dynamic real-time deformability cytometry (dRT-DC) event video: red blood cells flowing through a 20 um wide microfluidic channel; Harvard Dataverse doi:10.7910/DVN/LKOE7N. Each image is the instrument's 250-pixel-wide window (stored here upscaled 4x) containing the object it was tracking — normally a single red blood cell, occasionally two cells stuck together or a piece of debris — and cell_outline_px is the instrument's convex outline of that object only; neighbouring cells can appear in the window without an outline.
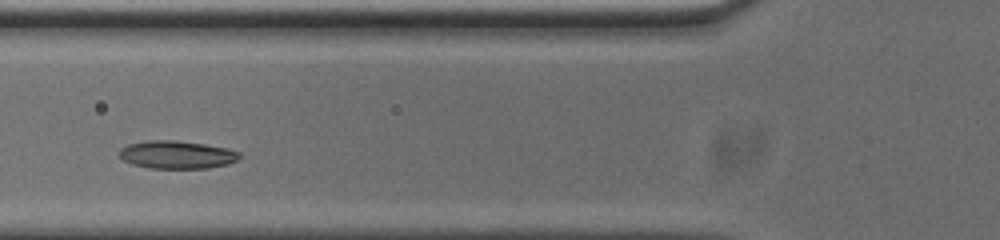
{"species": "common noctule bat (a hibernating species)", "species_latin": "Nyctalus noctula", "temperature_condition": "cold", "stored_images_in_passage": 24, "camera_frame_rate_fps": 3000, "um_per_image_px": 0.085, "animal": {"sex": "male", "body_mass_g": 20.0, "forearm_length_mm": 53.3}, "frame": {"image": 1, "passage_image": 4, "time_ms": 1.0, "image_size_px": [1000, 240], "cell_outline_px": [[240, 160], [228, 164], [208, 168], [148, 168], [132, 164], [124, 160], [120, 156], [120, 148], [128, 144], [148, 140], [176, 140], [204, 144], [228, 148], [240, 152]], "centroid_in_image_um": [15.06, 13.15], "position_along_channel_um": 110.7, "area_um2": 19.65}}
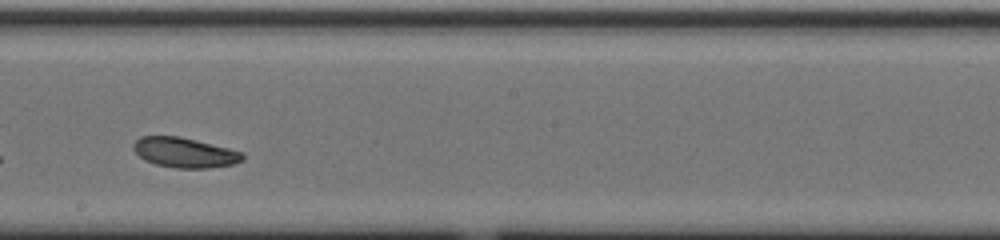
{"frame": {"image": 2, "passage_image": 14, "time_ms": 4.333, "image_size_px": [1000, 240], "cell_outline_px": [[244, 160], [232, 164], [208, 168], [176, 168], [156, 164], [144, 160], [132, 148], [132, 144], [140, 136], [180, 136], [244, 152]], "centroid_in_image_um": [15.69, 12.96], "position_along_channel_um": 232.5, "area_um2": 19.07}}
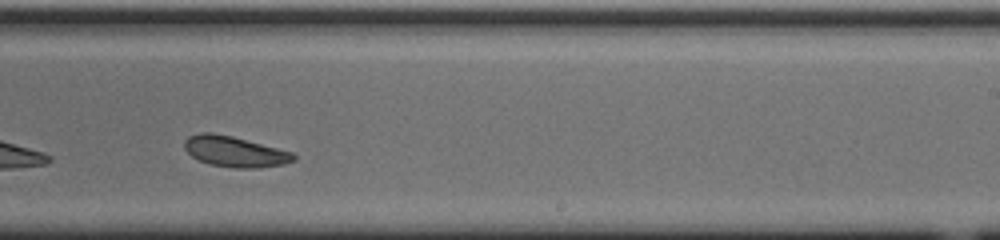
{"frame": {"image": 3, "passage_image": 17, "time_ms": 5.333, "image_size_px": [1000, 240], "cell_outline_px": [[296, 160], [284, 164], [256, 168], [236, 168], [208, 164], [192, 156], [184, 148], [184, 140], [188, 136], [200, 132], [212, 132], [232, 136], [292, 152], [296, 156]], "centroid_in_image_um": [19.94, 12.88], "position_along_channel_um": 269.1, "area_um2": 19.48}}